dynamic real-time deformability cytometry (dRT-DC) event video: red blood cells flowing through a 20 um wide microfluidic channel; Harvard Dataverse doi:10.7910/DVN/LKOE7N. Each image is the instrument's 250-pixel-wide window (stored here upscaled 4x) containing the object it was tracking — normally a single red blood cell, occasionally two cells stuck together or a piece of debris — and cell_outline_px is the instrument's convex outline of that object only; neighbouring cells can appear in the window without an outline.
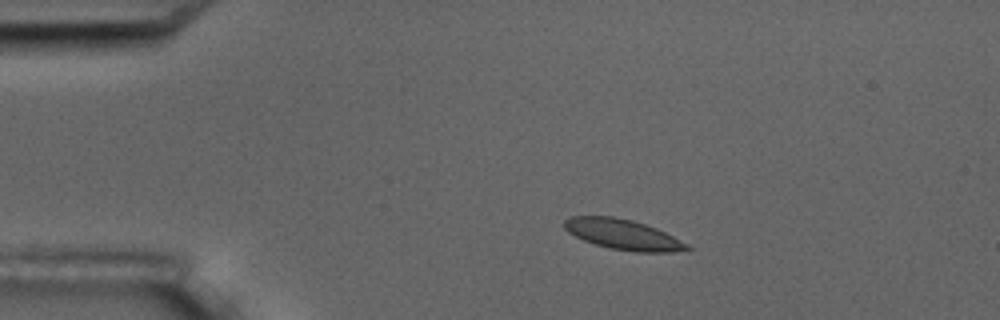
{"species": "common noctule bat (a hibernating species)", "species_latin": "Nyctalus noctula", "temperature_condition": "room temperature", "stored_images_in_passage": 5, "camera_frame_rate_fps": 3000, "um_per_image_px": 0.085, "animal": {"sex": "male", "body_mass_g": 17.5, "forearm_length_mm": 52.3}, "frame": {"image": 1, "passage_image": 1, "time_ms": 0.0, "image_size_px": [1000, 320], "cell_outline_px": [[692, 248], [668, 252], [636, 252], [612, 248], [596, 244], [584, 240], [568, 232], [564, 228], [564, 220], [572, 216], [612, 216], [632, 220], [656, 228], [688, 244]], "centroid_in_image_um": [52.93, 19.92], "position_along_channel_um": 32.1, "area_um2": 21.27}}
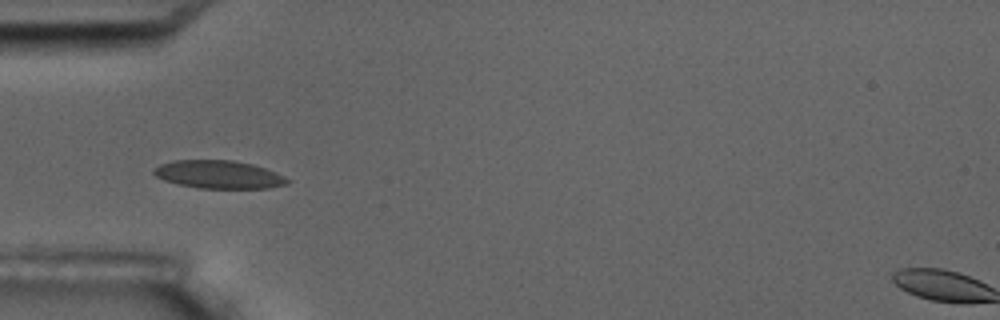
{"frame": {"image": 2, "passage_image": 3, "time_ms": 2.333, "image_size_px": [1000, 320], "cell_outline_px": [[292, 180], [288, 184], [268, 188], [200, 188], [176, 184], [164, 180], [156, 176], [152, 172], [152, 168], [160, 164], [172, 160], [232, 160], [252, 164], [276, 172]], "centroid_in_image_um": [18.58, 14.83], "position_along_channel_um": 66.4, "area_um2": 21.96}}